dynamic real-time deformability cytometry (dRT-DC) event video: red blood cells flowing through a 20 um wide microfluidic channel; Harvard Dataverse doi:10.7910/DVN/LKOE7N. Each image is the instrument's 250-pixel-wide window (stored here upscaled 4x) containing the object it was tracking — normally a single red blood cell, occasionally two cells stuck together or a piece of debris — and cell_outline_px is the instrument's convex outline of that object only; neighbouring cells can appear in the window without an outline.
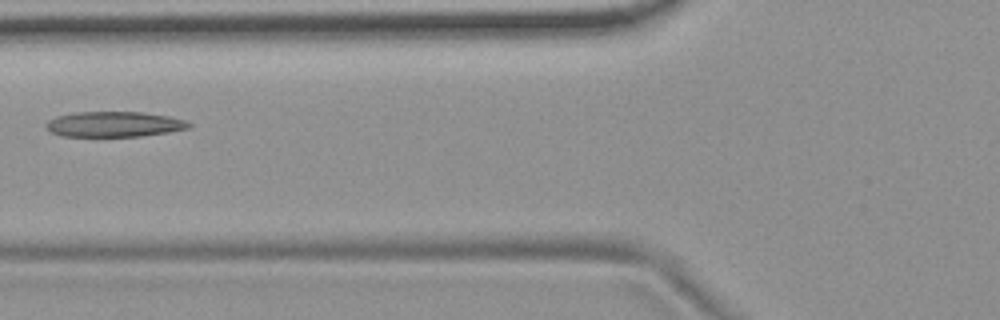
{"species": "common noctule bat (a hibernating species)", "species_latin": "Nyctalus noctula", "temperature_condition": "room temperature", "stored_images_in_passage": 4, "camera_frame_rate_fps": 3000, "um_per_image_px": 0.085, "animal": {"sex": "female", "body_mass_g": 19.9}, "frame": {"image": 1, "passage_image": 3, "time_ms": 2.333, "image_size_px": [1000, 320], "cell_outline_px": [[192, 124], [188, 128], [168, 132], [140, 136], [64, 136], [52, 132], [44, 124], [48, 120], [56, 116], [72, 112], [140, 112], [168, 116], [184, 120]], "centroid_in_image_um": [9.67, 10.55], "position_along_channel_um": 116.1, "area_um2": 20.92}}
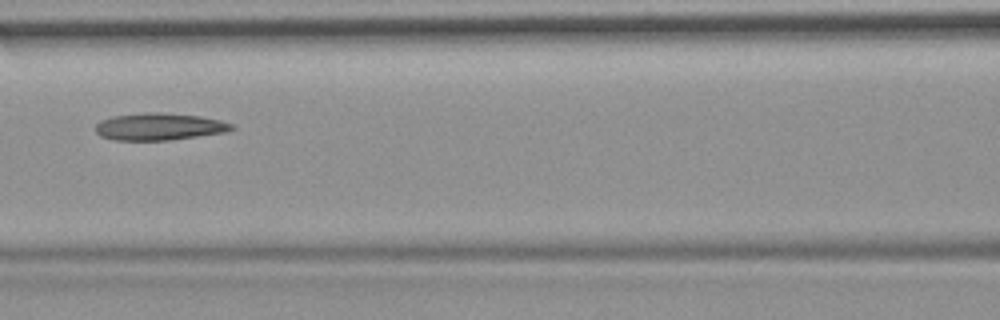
{"frame": {"image": 2, "passage_image": 4, "time_ms": 3.333, "image_size_px": [1000, 320], "cell_outline_px": [[236, 128], [224, 132], [168, 140], [116, 140], [100, 136], [96, 132], [96, 124], [100, 120], [112, 116], [144, 112], [164, 112], [200, 116], [220, 120], [232, 124]], "centroid_in_image_um": [13.51, 10.75], "position_along_channel_um": 153.1, "area_um2": 21.5}}